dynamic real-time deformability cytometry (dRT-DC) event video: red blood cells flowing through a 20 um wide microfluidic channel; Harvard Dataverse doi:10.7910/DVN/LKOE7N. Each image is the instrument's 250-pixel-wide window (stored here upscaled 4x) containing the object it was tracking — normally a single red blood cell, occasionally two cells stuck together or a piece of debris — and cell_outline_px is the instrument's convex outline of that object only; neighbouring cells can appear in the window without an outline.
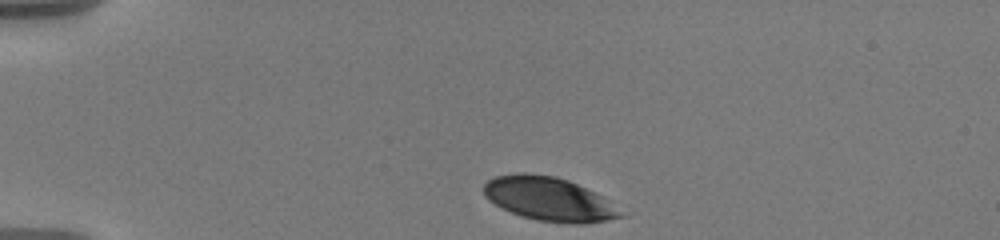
{"species": "human", "species_latin": "Homo sapiens", "temperature_condition": "warm", "stored_images_in_passage": 47, "camera_frame_rate_fps": 3000, "um_per_image_px": 0.085, "donor": {"sex": "male"}, "frame": {"image": 1, "passage_image": 1, "time_ms": 0.0, "image_size_px": [1000, 240], "cell_outline_px": [[628, 216], [608, 220], [584, 224], [568, 224], [536, 220], [520, 216], [500, 208], [488, 200], [484, 196], [484, 184], [488, 180], [496, 176], [516, 172], [524, 172], [556, 176], [568, 180], [596, 192], [604, 196]], "centroid_in_image_um": [46.69, 16.92], "position_along_channel_um": 38.3, "area_um2": 35.6}}
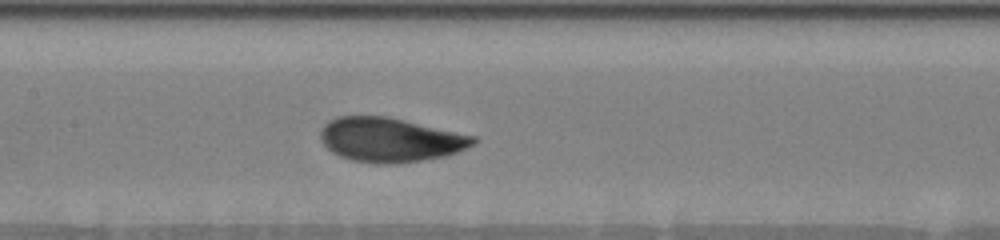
{"frame": {"image": 2, "passage_image": 24, "time_ms": 5.333, "image_size_px": [1000, 240], "cell_outline_px": [[480, 140], [448, 156], [396, 164], [376, 164], [352, 160], [340, 156], [332, 152], [320, 140], [320, 128], [328, 120], [336, 116], [388, 116], [476, 136]], "centroid_in_image_um": [33.14, 11.88], "position_along_channel_um": 174.3, "area_um2": 39.71}}
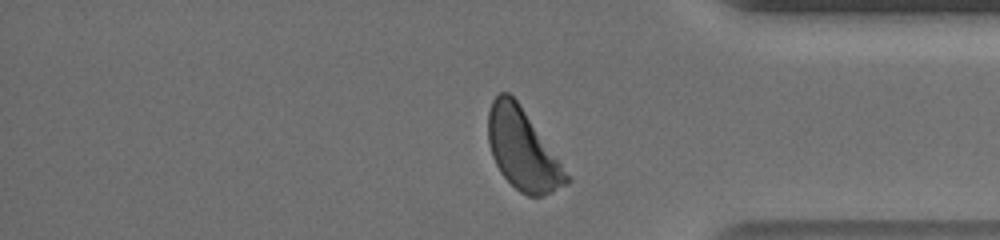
{"frame": {"image": 3, "passage_image": 40, "time_ms": 11.667, "image_size_px": [1000, 240], "cell_outline_px": [[572, 180], [568, 184], [552, 192], [540, 196], [528, 196], [520, 192], [500, 172], [492, 156], [488, 140], [488, 112], [492, 100], [500, 92], [508, 92], [520, 104]], "centroid_in_image_um": [44.4, 12.71], "position_along_channel_um": 390.8, "area_um2": 36.3}, "authors_computed_cell_mechanics": {"area_um2": 38.0902, "velocity_mm_per_s": 3.5756, "shape_relaxation_time_tau1_ms": 2.9695, "shape_relaxation_time_tau2_ms": null, "deformation_change_tau1": 0.1393, "deformation_change_tau2": null}}